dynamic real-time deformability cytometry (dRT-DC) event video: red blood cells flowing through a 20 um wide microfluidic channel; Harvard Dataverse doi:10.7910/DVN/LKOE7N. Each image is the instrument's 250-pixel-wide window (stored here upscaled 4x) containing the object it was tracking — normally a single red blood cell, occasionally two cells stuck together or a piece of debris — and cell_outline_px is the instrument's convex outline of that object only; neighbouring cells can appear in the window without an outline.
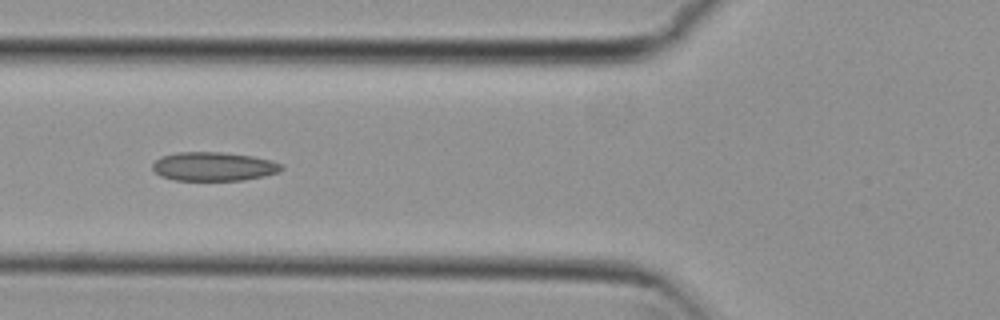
{"species": "common noctule bat (a hibernating species)", "species_latin": "Nyctalus noctula", "temperature_condition": "cold", "stored_images_in_passage": 38, "camera_frame_rate_fps": 3000, "um_per_image_px": 0.085, "animal": {"sex": "female", "body_mass_g": 29.2, "forearm_length_mm": 56.3}, "frame": {"image": 1, "passage_image": 5, "time_ms": 1.333, "image_size_px": [1000, 320], "cell_outline_px": [[284, 168], [280, 172], [264, 176], [240, 180], [176, 180], [160, 176], [152, 168], [152, 164], [156, 160], [164, 156], [176, 152], [220, 152], [252, 156], [272, 160], [280, 164]], "centroid_in_image_um": [18.17, 14.15], "position_along_channel_um": 107.6, "area_um2": 21.56}}
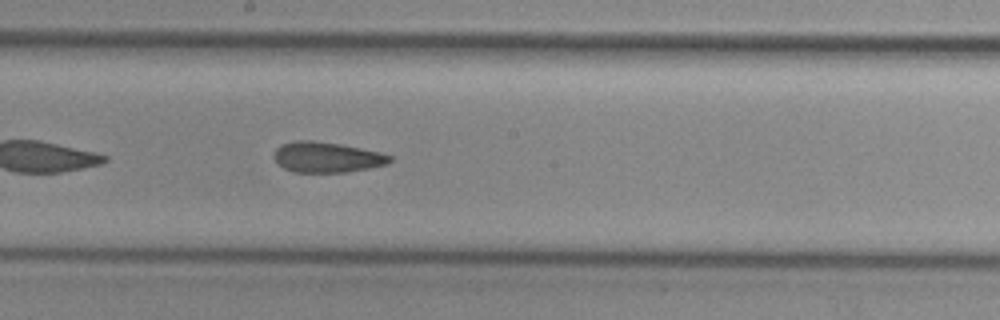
{"frame": {"image": 2, "passage_image": 14, "time_ms": 4.333, "image_size_px": [1000, 320], "cell_outline_px": [[392, 160], [388, 164], [348, 172], [292, 172], [284, 168], [272, 156], [276, 148], [280, 144], [296, 140], [312, 140], [340, 144], [380, 152], [392, 156]], "centroid_in_image_um": [27.77, 13.36], "position_along_channel_um": 220.4, "area_um2": 20.63}}
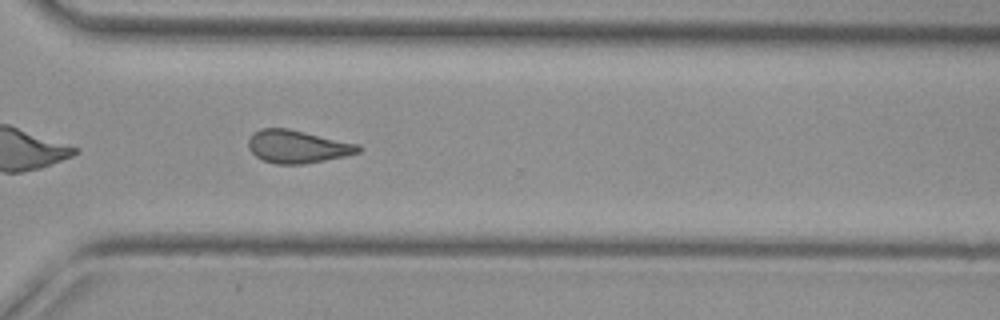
{"frame": {"image": 3, "passage_image": 24, "time_ms": 7.667, "image_size_px": [1000, 320], "cell_outline_px": [[364, 148], [360, 152], [344, 156], [304, 164], [276, 164], [264, 160], [256, 156], [248, 148], [248, 140], [252, 132], [260, 128], [288, 128], [360, 144]], "centroid_in_image_um": [25.29, 12.45], "position_along_channel_um": 345.3, "area_um2": 21.21}, "authors_computed_cell_mechanics": {"area_um2": 20.9814, "velocity_mm_per_s": 3.7521, "shape_relaxation_time_tau1_ms": null, "shape_relaxation_time_tau2_ms": 4.428, "deformation_change_tau1": null, "deformation_change_tau2": 0.1292}}